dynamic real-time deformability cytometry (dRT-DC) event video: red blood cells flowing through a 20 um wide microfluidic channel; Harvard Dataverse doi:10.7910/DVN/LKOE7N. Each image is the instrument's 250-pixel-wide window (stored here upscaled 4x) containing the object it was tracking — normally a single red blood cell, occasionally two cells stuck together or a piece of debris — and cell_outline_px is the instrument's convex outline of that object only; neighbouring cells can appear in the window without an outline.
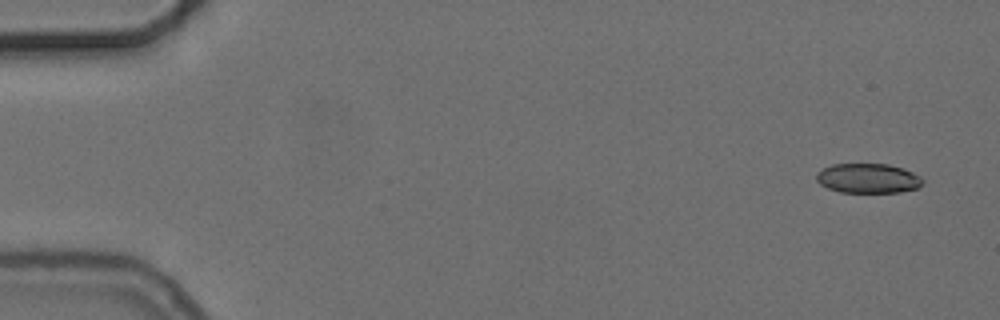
{"species": "common noctule bat (a hibernating species)", "species_latin": "Nyctalus noctula", "temperature_condition": "cold", "stored_images_in_passage": 4, "camera_frame_rate_fps": 3000, "um_per_image_px": 0.085, "animal": {"sex": "female", "body_mass_g": 24.6, "forearm_length_mm": 56.2}, "frame": {"image": 1, "passage_image": 1, "time_ms": 0.0, "image_size_px": [1000, 320], "cell_outline_px": [[924, 184], [916, 188], [900, 192], [840, 192], [828, 188], [820, 184], [816, 180], [816, 172], [832, 164], [888, 164], [904, 168], [920, 176], [924, 180]], "centroid_in_image_um": [73.79, 15.15], "position_along_channel_um": 11.2, "area_um2": 18.44}}
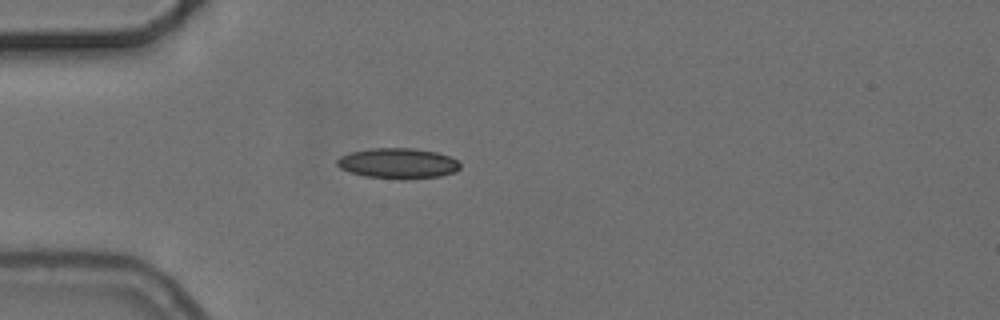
{"frame": {"image": 2, "passage_image": 4, "time_ms": 4.333, "image_size_px": [1000, 320], "cell_outline_px": [[460, 168], [456, 172], [440, 176], [364, 176], [348, 172], [340, 168], [336, 164], [336, 160], [340, 156], [352, 152], [372, 148], [416, 148], [436, 152], [448, 156], [456, 160], [460, 164]], "centroid_in_image_um": [33.8, 13.83], "position_along_channel_um": 51.2, "area_um2": 20.92}}